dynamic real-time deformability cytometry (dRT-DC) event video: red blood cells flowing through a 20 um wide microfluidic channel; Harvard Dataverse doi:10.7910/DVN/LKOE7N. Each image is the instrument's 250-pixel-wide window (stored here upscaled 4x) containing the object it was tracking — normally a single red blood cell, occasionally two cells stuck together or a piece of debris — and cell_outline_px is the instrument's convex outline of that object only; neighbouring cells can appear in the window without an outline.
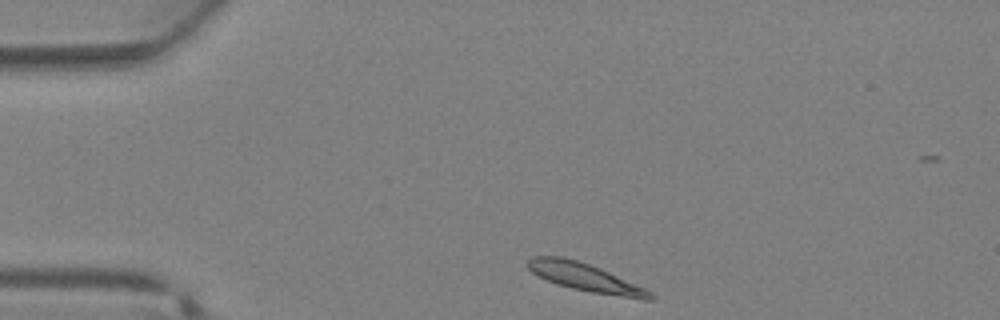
{"species": "Egyptian fruit bat (a non-hibernating species)", "species_latin": "Rousettus aegyptiacus", "temperature_condition": "warm", "stored_images_in_passage": 32, "camera_frame_rate_fps": 3000, "um_per_image_px": 0.085, "animal": {"sex": "female"}, "frame": {"image": 1, "passage_image": 1, "time_ms": 0.0, "image_size_px": [1000, 320], "cell_outline_px": [[656, 296], [652, 300], [644, 300], [592, 292], [572, 288], [556, 284], [532, 272], [524, 264], [532, 256], [560, 256], [576, 260], [600, 268], [644, 288], [652, 292]], "centroid_in_image_um": [49.74, 23.58], "position_along_channel_um": 35.3, "area_um2": 19.77}}
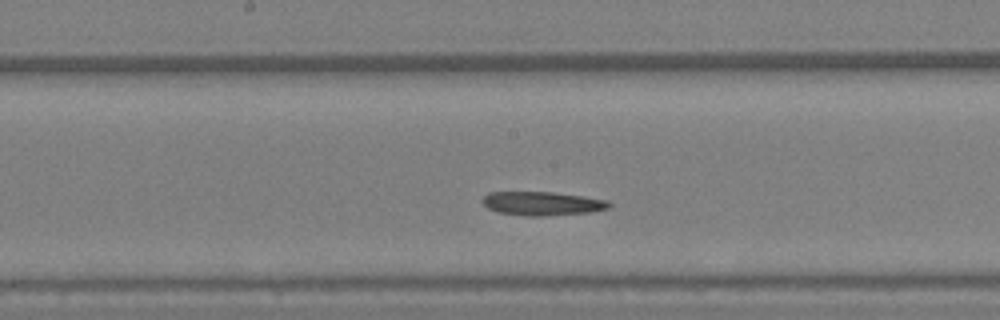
{"frame": {"image": 2, "passage_image": 13, "time_ms": 4.0, "image_size_px": [1000, 320], "cell_outline_px": [[612, 204], [608, 208], [592, 212], [544, 216], [524, 216], [496, 212], [488, 208], [480, 200], [488, 192], [552, 192], [608, 200]], "centroid_in_image_um": [46.06, 17.3], "position_along_channel_um": 202.1, "area_um2": 17.63}}
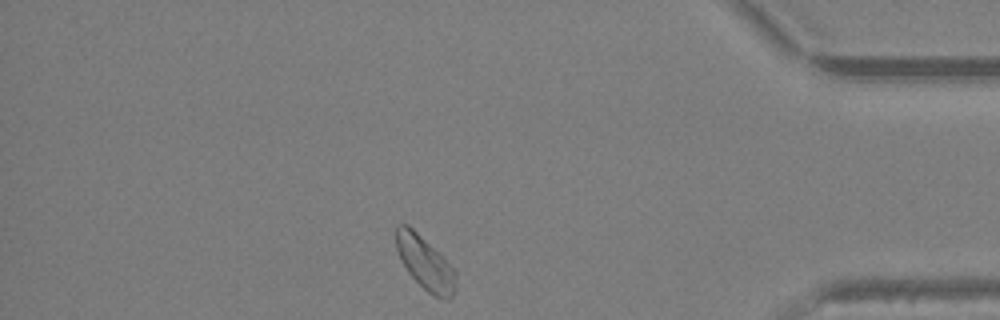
{"frame": {"image": 3, "passage_image": 26, "time_ms": 8.333, "image_size_px": [1000, 320], "cell_outline_px": [[456, 292], [448, 300], [444, 300], [428, 292], [408, 272], [396, 248], [396, 224], [408, 224], [456, 272]], "centroid_in_image_um": [36.14, 22.39], "position_along_channel_um": 399.1, "area_um2": 17.86}}